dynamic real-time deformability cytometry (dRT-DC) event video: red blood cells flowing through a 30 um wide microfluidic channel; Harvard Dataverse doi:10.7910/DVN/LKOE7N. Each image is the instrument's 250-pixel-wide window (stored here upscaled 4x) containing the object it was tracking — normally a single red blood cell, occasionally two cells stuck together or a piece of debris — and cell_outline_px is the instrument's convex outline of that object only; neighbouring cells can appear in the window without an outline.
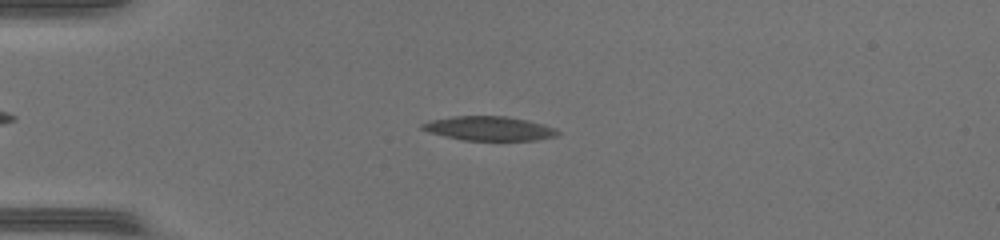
{"species": "common noctule bat (a hibernating species)", "species_latin": "Nyctalus noctula", "temperature_condition": "warm", "stored_images_in_passage": 46, "camera_frame_rate_fps": 3000, "um_per_image_px": 0.085, "animal": {"sex": "female", "body_mass_g": 17.0, "forearm_length_mm": 48.0}, "frame": {"image": 1, "passage_image": 10, "time_ms": 3.0, "image_size_px": [1000, 240], "cell_outline_px": [[560, 132], [556, 136], [536, 140], [464, 140], [432, 132], [420, 128], [420, 124], [432, 120], [456, 116], [504, 116], [524, 120], [540, 124], [552, 128]], "centroid_in_image_um": [41.56, 10.92], "position_along_channel_um": 43.4, "area_um2": 18.5}}
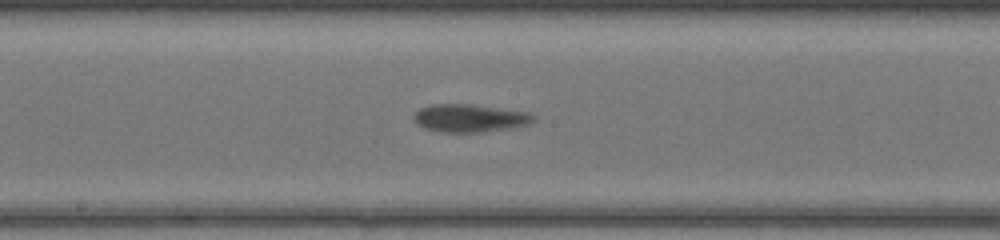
{"frame": {"image": 2, "passage_image": 24, "time_ms": 7.667, "image_size_px": [1000, 240], "cell_outline_px": [[536, 120], [528, 124], [508, 128], [480, 132], [440, 132], [424, 128], [416, 120], [416, 112], [420, 108], [432, 104], [468, 104], [528, 112], [536, 116]], "centroid_in_image_um": [39.97, 10.04], "position_along_channel_um": 208.2, "area_um2": 19.07}}
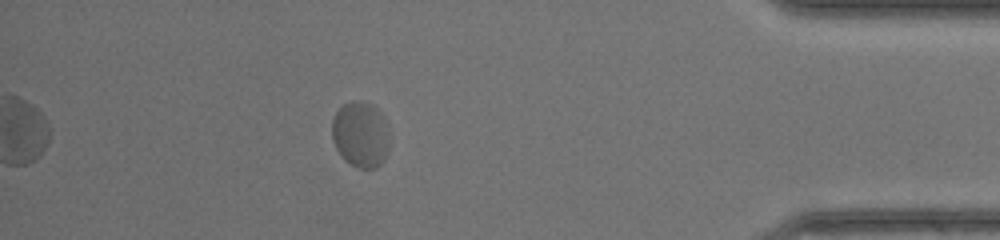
{"frame": {"image": 3, "passage_image": 41, "time_ms": 13.333, "image_size_px": [1000, 240], "cell_outline_px": [[388, 148], [384, 160], [376, 168], [360, 168], [344, 160], [336, 148], [332, 140], [332, 120], [336, 112], [344, 104], [372, 104], [384, 116], [388, 144]], "centroid_in_image_um": [30.63, 11.48], "position_along_channel_um": 404.6, "area_um2": 21.44}, "authors_computed_cell_mechanics": {"area_um2": 19.5364, "velocity_mm_per_s": 4.2003, "shape_relaxation_time_tau1_ms": 4.6737, "shape_relaxation_time_tau2_ms": null, "deformation_change_tau1": 0.1725, "deformation_change_tau2": null}}